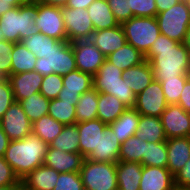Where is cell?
I'll return each mask as SVG.
<instances>
[{
	"mask_svg": "<svg viewBox=\"0 0 190 190\" xmlns=\"http://www.w3.org/2000/svg\"><path fill=\"white\" fill-rule=\"evenodd\" d=\"M76 69L72 44L67 40H59L50 54L37 59L34 71L42 76L52 73L64 76Z\"/></svg>",
	"mask_w": 190,
	"mask_h": 190,
	"instance_id": "obj_8",
	"label": "cell"
},
{
	"mask_svg": "<svg viewBox=\"0 0 190 190\" xmlns=\"http://www.w3.org/2000/svg\"><path fill=\"white\" fill-rule=\"evenodd\" d=\"M58 177L59 172L43 164L23 178L22 182L31 190H53Z\"/></svg>",
	"mask_w": 190,
	"mask_h": 190,
	"instance_id": "obj_26",
	"label": "cell"
},
{
	"mask_svg": "<svg viewBox=\"0 0 190 190\" xmlns=\"http://www.w3.org/2000/svg\"><path fill=\"white\" fill-rule=\"evenodd\" d=\"M63 89L58 95L61 101L72 102L76 106L80 95L93 88V76L76 69L62 76Z\"/></svg>",
	"mask_w": 190,
	"mask_h": 190,
	"instance_id": "obj_15",
	"label": "cell"
},
{
	"mask_svg": "<svg viewBox=\"0 0 190 190\" xmlns=\"http://www.w3.org/2000/svg\"><path fill=\"white\" fill-rule=\"evenodd\" d=\"M189 77L190 75H180L178 78L159 80L168 105L178 103L184 84Z\"/></svg>",
	"mask_w": 190,
	"mask_h": 190,
	"instance_id": "obj_40",
	"label": "cell"
},
{
	"mask_svg": "<svg viewBox=\"0 0 190 190\" xmlns=\"http://www.w3.org/2000/svg\"><path fill=\"white\" fill-rule=\"evenodd\" d=\"M14 102V94L9 80L0 82V119Z\"/></svg>",
	"mask_w": 190,
	"mask_h": 190,
	"instance_id": "obj_47",
	"label": "cell"
},
{
	"mask_svg": "<svg viewBox=\"0 0 190 190\" xmlns=\"http://www.w3.org/2000/svg\"><path fill=\"white\" fill-rule=\"evenodd\" d=\"M167 139L175 137H190V113L179 105H168L160 116Z\"/></svg>",
	"mask_w": 190,
	"mask_h": 190,
	"instance_id": "obj_14",
	"label": "cell"
},
{
	"mask_svg": "<svg viewBox=\"0 0 190 190\" xmlns=\"http://www.w3.org/2000/svg\"><path fill=\"white\" fill-rule=\"evenodd\" d=\"M90 40L105 57L127 43L121 24L114 28L94 31Z\"/></svg>",
	"mask_w": 190,
	"mask_h": 190,
	"instance_id": "obj_20",
	"label": "cell"
},
{
	"mask_svg": "<svg viewBox=\"0 0 190 190\" xmlns=\"http://www.w3.org/2000/svg\"><path fill=\"white\" fill-rule=\"evenodd\" d=\"M174 175L168 168L144 166L139 190H174Z\"/></svg>",
	"mask_w": 190,
	"mask_h": 190,
	"instance_id": "obj_18",
	"label": "cell"
},
{
	"mask_svg": "<svg viewBox=\"0 0 190 190\" xmlns=\"http://www.w3.org/2000/svg\"><path fill=\"white\" fill-rule=\"evenodd\" d=\"M154 72V79L167 80L190 75V53L183 43L160 34L145 55Z\"/></svg>",
	"mask_w": 190,
	"mask_h": 190,
	"instance_id": "obj_1",
	"label": "cell"
},
{
	"mask_svg": "<svg viewBox=\"0 0 190 190\" xmlns=\"http://www.w3.org/2000/svg\"><path fill=\"white\" fill-rule=\"evenodd\" d=\"M62 14L68 42L90 39L95 30L87 9L62 7Z\"/></svg>",
	"mask_w": 190,
	"mask_h": 190,
	"instance_id": "obj_10",
	"label": "cell"
},
{
	"mask_svg": "<svg viewBox=\"0 0 190 190\" xmlns=\"http://www.w3.org/2000/svg\"><path fill=\"white\" fill-rule=\"evenodd\" d=\"M76 124L79 132L80 154L87 158L94 149H98L100 133L103 132L107 124L98 118Z\"/></svg>",
	"mask_w": 190,
	"mask_h": 190,
	"instance_id": "obj_21",
	"label": "cell"
},
{
	"mask_svg": "<svg viewBox=\"0 0 190 190\" xmlns=\"http://www.w3.org/2000/svg\"><path fill=\"white\" fill-rule=\"evenodd\" d=\"M36 32L57 40H67L62 8L38 2L35 16Z\"/></svg>",
	"mask_w": 190,
	"mask_h": 190,
	"instance_id": "obj_9",
	"label": "cell"
},
{
	"mask_svg": "<svg viewBox=\"0 0 190 190\" xmlns=\"http://www.w3.org/2000/svg\"><path fill=\"white\" fill-rule=\"evenodd\" d=\"M143 165L140 162L116 163L118 190H139Z\"/></svg>",
	"mask_w": 190,
	"mask_h": 190,
	"instance_id": "obj_24",
	"label": "cell"
},
{
	"mask_svg": "<svg viewBox=\"0 0 190 190\" xmlns=\"http://www.w3.org/2000/svg\"><path fill=\"white\" fill-rule=\"evenodd\" d=\"M11 55V74L34 71L38 58L22 42L14 43Z\"/></svg>",
	"mask_w": 190,
	"mask_h": 190,
	"instance_id": "obj_31",
	"label": "cell"
},
{
	"mask_svg": "<svg viewBox=\"0 0 190 190\" xmlns=\"http://www.w3.org/2000/svg\"><path fill=\"white\" fill-rule=\"evenodd\" d=\"M175 186H190V159L174 175Z\"/></svg>",
	"mask_w": 190,
	"mask_h": 190,
	"instance_id": "obj_48",
	"label": "cell"
},
{
	"mask_svg": "<svg viewBox=\"0 0 190 190\" xmlns=\"http://www.w3.org/2000/svg\"><path fill=\"white\" fill-rule=\"evenodd\" d=\"M71 44L75 55L76 68L94 76L106 57L90 39L73 41Z\"/></svg>",
	"mask_w": 190,
	"mask_h": 190,
	"instance_id": "obj_12",
	"label": "cell"
},
{
	"mask_svg": "<svg viewBox=\"0 0 190 190\" xmlns=\"http://www.w3.org/2000/svg\"><path fill=\"white\" fill-rule=\"evenodd\" d=\"M0 190H10V186L0 187Z\"/></svg>",
	"mask_w": 190,
	"mask_h": 190,
	"instance_id": "obj_60",
	"label": "cell"
},
{
	"mask_svg": "<svg viewBox=\"0 0 190 190\" xmlns=\"http://www.w3.org/2000/svg\"><path fill=\"white\" fill-rule=\"evenodd\" d=\"M49 147L69 153H80L77 124L64 126L61 133L49 144Z\"/></svg>",
	"mask_w": 190,
	"mask_h": 190,
	"instance_id": "obj_34",
	"label": "cell"
},
{
	"mask_svg": "<svg viewBox=\"0 0 190 190\" xmlns=\"http://www.w3.org/2000/svg\"><path fill=\"white\" fill-rule=\"evenodd\" d=\"M177 105H179L184 111L190 113V77L184 84V88Z\"/></svg>",
	"mask_w": 190,
	"mask_h": 190,
	"instance_id": "obj_49",
	"label": "cell"
},
{
	"mask_svg": "<svg viewBox=\"0 0 190 190\" xmlns=\"http://www.w3.org/2000/svg\"><path fill=\"white\" fill-rule=\"evenodd\" d=\"M187 3H188V6H189V8H190V0H187Z\"/></svg>",
	"mask_w": 190,
	"mask_h": 190,
	"instance_id": "obj_61",
	"label": "cell"
},
{
	"mask_svg": "<svg viewBox=\"0 0 190 190\" xmlns=\"http://www.w3.org/2000/svg\"><path fill=\"white\" fill-rule=\"evenodd\" d=\"M127 43L146 55L159 37L160 30L156 17H132L121 23Z\"/></svg>",
	"mask_w": 190,
	"mask_h": 190,
	"instance_id": "obj_5",
	"label": "cell"
},
{
	"mask_svg": "<svg viewBox=\"0 0 190 190\" xmlns=\"http://www.w3.org/2000/svg\"><path fill=\"white\" fill-rule=\"evenodd\" d=\"M122 77L127 80L129 88L136 96L155 80L152 66L147 60L123 71Z\"/></svg>",
	"mask_w": 190,
	"mask_h": 190,
	"instance_id": "obj_23",
	"label": "cell"
},
{
	"mask_svg": "<svg viewBox=\"0 0 190 190\" xmlns=\"http://www.w3.org/2000/svg\"><path fill=\"white\" fill-rule=\"evenodd\" d=\"M10 190H31L30 188H28L23 182L22 180L17 183L14 186H10Z\"/></svg>",
	"mask_w": 190,
	"mask_h": 190,
	"instance_id": "obj_56",
	"label": "cell"
},
{
	"mask_svg": "<svg viewBox=\"0 0 190 190\" xmlns=\"http://www.w3.org/2000/svg\"><path fill=\"white\" fill-rule=\"evenodd\" d=\"M14 94L15 101L30 98L31 95L40 91L43 76L36 71H26L11 74L8 77Z\"/></svg>",
	"mask_w": 190,
	"mask_h": 190,
	"instance_id": "obj_16",
	"label": "cell"
},
{
	"mask_svg": "<svg viewBox=\"0 0 190 190\" xmlns=\"http://www.w3.org/2000/svg\"><path fill=\"white\" fill-rule=\"evenodd\" d=\"M84 159L80 153H69L48 146L44 165L59 173L79 172Z\"/></svg>",
	"mask_w": 190,
	"mask_h": 190,
	"instance_id": "obj_19",
	"label": "cell"
},
{
	"mask_svg": "<svg viewBox=\"0 0 190 190\" xmlns=\"http://www.w3.org/2000/svg\"><path fill=\"white\" fill-rule=\"evenodd\" d=\"M146 141L135 135L129 137L121 144L119 161L140 162L143 165V155H145Z\"/></svg>",
	"mask_w": 190,
	"mask_h": 190,
	"instance_id": "obj_37",
	"label": "cell"
},
{
	"mask_svg": "<svg viewBox=\"0 0 190 190\" xmlns=\"http://www.w3.org/2000/svg\"><path fill=\"white\" fill-rule=\"evenodd\" d=\"M99 92L94 88L80 95L76 104V123L97 118Z\"/></svg>",
	"mask_w": 190,
	"mask_h": 190,
	"instance_id": "obj_32",
	"label": "cell"
},
{
	"mask_svg": "<svg viewBox=\"0 0 190 190\" xmlns=\"http://www.w3.org/2000/svg\"><path fill=\"white\" fill-rule=\"evenodd\" d=\"M41 4L51 5L56 7H66L68 0H35Z\"/></svg>",
	"mask_w": 190,
	"mask_h": 190,
	"instance_id": "obj_53",
	"label": "cell"
},
{
	"mask_svg": "<svg viewBox=\"0 0 190 190\" xmlns=\"http://www.w3.org/2000/svg\"><path fill=\"white\" fill-rule=\"evenodd\" d=\"M140 120V114L135 108H127L122 115L109 124V127L116 135L118 141L122 144L129 137H132L137 132V127Z\"/></svg>",
	"mask_w": 190,
	"mask_h": 190,
	"instance_id": "obj_25",
	"label": "cell"
},
{
	"mask_svg": "<svg viewBox=\"0 0 190 190\" xmlns=\"http://www.w3.org/2000/svg\"><path fill=\"white\" fill-rule=\"evenodd\" d=\"M116 137L112 129L107 125L103 132L100 133L98 149H94L86 159L95 162L117 163L119 161L121 143Z\"/></svg>",
	"mask_w": 190,
	"mask_h": 190,
	"instance_id": "obj_17",
	"label": "cell"
},
{
	"mask_svg": "<svg viewBox=\"0 0 190 190\" xmlns=\"http://www.w3.org/2000/svg\"><path fill=\"white\" fill-rule=\"evenodd\" d=\"M48 144L34 134L20 140H11L4 158L20 180L44 164Z\"/></svg>",
	"mask_w": 190,
	"mask_h": 190,
	"instance_id": "obj_2",
	"label": "cell"
},
{
	"mask_svg": "<svg viewBox=\"0 0 190 190\" xmlns=\"http://www.w3.org/2000/svg\"><path fill=\"white\" fill-rule=\"evenodd\" d=\"M20 181L21 180L5 158L0 157V187L14 186Z\"/></svg>",
	"mask_w": 190,
	"mask_h": 190,
	"instance_id": "obj_45",
	"label": "cell"
},
{
	"mask_svg": "<svg viewBox=\"0 0 190 190\" xmlns=\"http://www.w3.org/2000/svg\"><path fill=\"white\" fill-rule=\"evenodd\" d=\"M13 46V42L0 41V71L7 77L11 75V51Z\"/></svg>",
	"mask_w": 190,
	"mask_h": 190,
	"instance_id": "obj_46",
	"label": "cell"
},
{
	"mask_svg": "<svg viewBox=\"0 0 190 190\" xmlns=\"http://www.w3.org/2000/svg\"><path fill=\"white\" fill-rule=\"evenodd\" d=\"M38 2L13 7L0 16V41L19 43L36 32Z\"/></svg>",
	"mask_w": 190,
	"mask_h": 190,
	"instance_id": "obj_3",
	"label": "cell"
},
{
	"mask_svg": "<svg viewBox=\"0 0 190 190\" xmlns=\"http://www.w3.org/2000/svg\"><path fill=\"white\" fill-rule=\"evenodd\" d=\"M174 190H190V186H175Z\"/></svg>",
	"mask_w": 190,
	"mask_h": 190,
	"instance_id": "obj_58",
	"label": "cell"
},
{
	"mask_svg": "<svg viewBox=\"0 0 190 190\" xmlns=\"http://www.w3.org/2000/svg\"><path fill=\"white\" fill-rule=\"evenodd\" d=\"M59 40L35 32L30 37L25 38L21 42L29 49L37 58H44L54 50V45Z\"/></svg>",
	"mask_w": 190,
	"mask_h": 190,
	"instance_id": "obj_38",
	"label": "cell"
},
{
	"mask_svg": "<svg viewBox=\"0 0 190 190\" xmlns=\"http://www.w3.org/2000/svg\"><path fill=\"white\" fill-rule=\"evenodd\" d=\"M48 114L64 126L76 124V106L72 102L51 99Z\"/></svg>",
	"mask_w": 190,
	"mask_h": 190,
	"instance_id": "obj_36",
	"label": "cell"
},
{
	"mask_svg": "<svg viewBox=\"0 0 190 190\" xmlns=\"http://www.w3.org/2000/svg\"><path fill=\"white\" fill-rule=\"evenodd\" d=\"M19 103L28 119L33 123L48 114L50 100L38 92L31 95L30 98L19 101Z\"/></svg>",
	"mask_w": 190,
	"mask_h": 190,
	"instance_id": "obj_35",
	"label": "cell"
},
{
	"mask_svg": "<svg viewBox=\"0 0 190 190\" xmlns=\"http://www.w3.org/2000/svg\"><path fill=\"white\" fill-rule=\"evenodd\" d=\"M94 30L110 29L119 25L107 0H95L87 8Z\"/></svg>",
	"mask_w": 190,
	"mask_h": 190,
	"instance_id": "obj_27",
	"label": "cell"
},
{
	"mask_svg": "<svg viewBox=\"0 0 190 190\" xmlns=\"http://www.w3.org/2000/svg\"><path fill=\"white\" fill-rule=\"evenodd\" d=\"M63 89V78L61 75L52 73L43 76V81L41 83L40 93L47 99L58 98L59 93Z\"/></svg>",
	"mask_w": 190,
	"mask_h": 190,
	"instance_id": "obj_41",
	"label": "cell"
},
{
	"mask_svg": "<svg viewBox=\"0 0 190 190\" xmlns=\"http://www.w3.org/2000/svg\"><path fill=\"white\" fill-rule=\"evenodd\" d=\"M107 2L119 24L134 17L130 8V0H107Z\"/></svg>",
	"mask_w": 190,
	"mask_h": 190,
	"instance_id": "obj_44",
	"label": "cell"
},
{
	"mask_svg": "<svg viewBox=\"0 0 190 190\" xmlns=\"http://www.w3.org/2000/svg\"><path fill=\"white\" fill-rule=\"evenodd\" d=\"M95 0H68L66 7L75 8V9H87L89 5Z\"/></svg>",
	"mask_w": 190,
	"mask_h": 190,
	"instance_id": "obj_51",
	"label": "cell"
},
{
	"mask_svg": "<svg viewBox=\"0 0 190 190\" xmlns=\"http://www.w3.org/2000/svg\"><path fill=\"white\" fill-rule=\"evenodd\" d=\"M127 109L115 96L99 93L97 118L109 125Z\"/></svg>",
	"mask_w": 190,
	"mask_h": 190,
	"instance_id": "obj_29",
	"label": "cell"
},
{
	"mask_svg": "<svg viewBox=\"0 0 190 190\" xmlns=\"http://www.w3.org/2000/svg\"><path fill=\"white\" fill-rule=\"evenodd\" d=\"M134 17H156L158 14L155 0H130Z\"/></svg>",
	"mask_w": 190,
	"mask_h": 190,
	"instance_id": "obj_43",
	"label": "cell"
},
{
	"mask_svg": "<svg viewBox=\"0 0 190 190\" xmlns=\"http://www.w3.org/2000/svg\"><path fill=\"white\" fill-rule=\"evenodd\" d=\"M106 59L122 71H125L130 67L143 63L145 61V55L131 44L126 43L115 52H112Z\"/></svg>",
	"mask_w": 190,
	"mask_h": 190,
	"instance_id": "obj_30",
	"label": "cell"
},
{
	"mask_svg": "<svg viewBox=\"0 0 190 190\" xmlns=\"http://www.w3.org/2000/svg\"><path fill=\"white\" fill-rule=\"evenodd\" d=\"M84 188L79 172L59 173L53 190H82Z\"/></svg>",
	"mask_w": 190,
	"mask_h": 190,
	"instance_id": "obj_42",
	"label": "cell"
},
{
	"mask_svg": "<svg viewBox=\"0 0 190 190\" xmlns=\"http://www.w3.org/2000/svg\"><path fill=\"white\" fill-rule=\"evenodd\" d=\"M135 136L149 143L167 140L160 118L146 115H140Z\"/></svg>",
	"mask_w": 190,
	"mask_h": 190,
	"instance_id": "obj_28",
	"label": "cell"
},
{
	"mask_svg": "<svg viewBox=\"0 0 190 190\" xmlns=\"http://www.w3.org/2000/svg\"><path fill=\"white\" fill-rule=\"evenodd\" d=\"M167 106L161 84L159 81L154 80L136 96L134 108L140 115L160 118Z\"/></svg>",
	"mask_w": 190,
	"mask_h": 190,
	"instance_id": "obj_13",
	"label": "cell"
},
{
	"mask_svg": "<svg viewBox=\"0 0 190 190\" xmlns=\"http://www.w3.org/2000/svg\"><path fill=\"white\" fill-rule=\"evenodd\" d=\"M83 186L90 190H118L116 163L84 159L79 171Z\"/></svg>",
	"mask_w": 190,
	"mask_h": 190,
	"instance_id": "obj_7",
	"label": "cell"
},
{
	"mask_svg": "<svg viewBox=\"0 0 190 190\" xmlns=\"http://www.w3.org/2000/svg\"><path fill=\"white\" fill-rule=\"evenodd\" d=\"M167 168L175 175L190 159V137H175L166 140Z\"/></svg>",
	"mask_w": 190,
	"mask_h": 190,
	"instance_id": "obj_22",
	"label": "cell"
},
{
	"mask_svg": "<svg viewBox=\"0 0 190 190\" xmlns=\"http://www.w3.org/2000/svg\"><path fill=\"white\" fill-rule=\"evenodd\" d=\"M13 7L14 6L10 4L9 2H3L2 0H0V16Z\"/></svg>",
	"mask_w": 190,
	"mask_h": 190,
	"instance_id": "obj_55",
	"label": "cell"
},
{
	"mask_svg": "<svg viewBox=\"0 0 190 190\" xmlns=\"http://www.w3.org/2000/svg\"><path fill=\"white\" fill-rule=\"evenodd\" d=\"M0 126L10 140H20L32 133V122L17 101L8 108L0 119Z\"/></svg>",
	"mask_w": 190,
	"mask_h": 190,
	"instance_id": "obj_11",
	"label": "cell"
},
{
	"mask_svg": "<svg viewBox=\"0 0 190 190\" xmlns=\"http://www.w3.org/2000/svg\"><path fill=\"white\" fill-rule=\"evenodd\" d=\"M10 139L4 133L2 127L0 126V157H4L6 149L10 143Z\"/></svg>",
	"mask_w": 190,
	"mask_h": 190,
	"instance_id": "obj_52",
	"label": "cell"
},
{
	"mask_svg": "<svg viewBox=\"0 0 190 190\" xmlns=\"http://www.w3.org/2000/svg\"><path fill=\"white\" fill-rule=\"evenodd\" d=\"M3 2H9L14 7H19L20 5L31 3L35 0H2Z\"/></svg>",
	"mask_w": 190,
	"mask_h": 190,
	"instance_id": "obj_54",
	"label": "cell"
},
{
	"mask_svg": "<svg viewBox=\"0 0 190 190\" xmlns=\"http://www.w3.org/2000/svg\"><path fill=\"white\" fill-rule=\"evenodd\" d=\"M8 80V77L0 71V82Z\"/></svg>",
	"mask_w": 190,
	"mask_h": 190,
	"instance_id": "obj_59",
	"label": "cell"
},
{
	"mask_svg": "<svg viewBox=\"0 0 190 190\" xmlns=\"http://www.w3.org/2000/svg\"><path fill=\"white\" fill-rule=\"evenodd\" d=\"M183 44L186 46V48L188 49V52L190 53V26L187 29Z\"/></svg>",
	"mask_w": 190,
	"mask_h": 190,
	"instance_id": "obj_57",
	"label": "cell"
},
{
	"mask_svg": "<svg viewBox=\"0 0 190 190\" xmlns=\"http://www.w3.org/2000/svg\"><path fill=\"white\" fill-rule=\"evenodd\" d=\"M156 20L162 35L178 43H183L190 26V8L187 0H180L168 10L158 13Z\"/></svg>",
	"mask_w": 190,
	"mask_h": 190,
	"instance_id": "obj_6",
	"label": "cell"
},
{
	"mask_svg": "<svg viewBox=\"0 0 190 190\" xmlns=\"http://www.w3.org/2000/svg\"><path fill=\"white\" fill-rule=\"evenodd\" d=\"M180 0H155L157 12L161 13L177 4Z\"/></svg>",
	"mask_w": 190,
	"mask_h": 190,
	"instance_id": "obj_50",
	"label": "cell"
},
{
	"mask_svg": "<svg viewBox=\"0 0 190 190\" xmlns=\"http://www.w3.org/2000/svg\"><path fill=\"white\" fill-rule=\"evenodd\" d=\"M122 76L123 71L105 59L93 76V88L99 93L115 96L127 108H134L136 95Z\"/></svg>",
	"mask_w": 190,
	"mask_h": 190,
	"instance_id": "obj_4",
	"label": "cell"
},
{
	"mask_svg": "<svg viewBox=\"0 0 190 190\" xmlns=\"http://www.w3.org/2000/svg\"><path fill=\"white\" fill-rule=\"evenodd\" d=\"M143 165L167 168L166 141L157 143H149L146 141L145 155H143Z\"/></svg>",
	"mask_w": 190,
	"mask_h": 190,
	"instance_id": "obj_39",
	"label": "cell"
},
{
	"mask_svg": "<svg viewBox=\"0 0 190 190\" xmlns=\"http://www.w3.org/2000/svg\"><path fill=\"white\" fill-rule=\"evenodd\" d=\"M63 127L62 123L47 114L32 123V134L49 145L61 133Z\"/></svg>",
	"mask_w": 190,
	"mask_h": 190,
	"instance_id": "obj_33",
	"label": "cell"
}]
</instances>
